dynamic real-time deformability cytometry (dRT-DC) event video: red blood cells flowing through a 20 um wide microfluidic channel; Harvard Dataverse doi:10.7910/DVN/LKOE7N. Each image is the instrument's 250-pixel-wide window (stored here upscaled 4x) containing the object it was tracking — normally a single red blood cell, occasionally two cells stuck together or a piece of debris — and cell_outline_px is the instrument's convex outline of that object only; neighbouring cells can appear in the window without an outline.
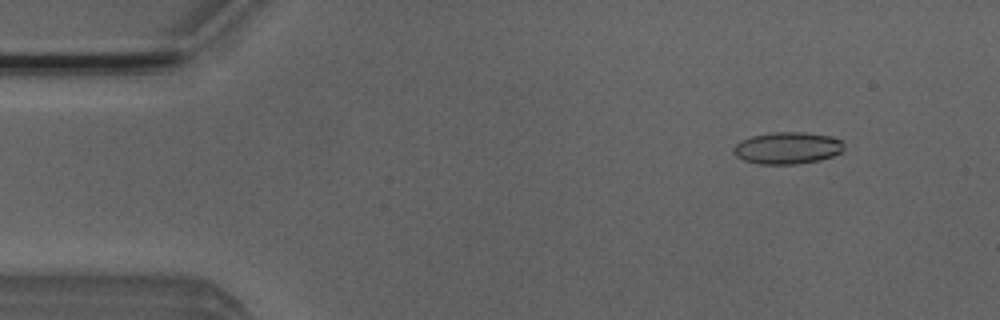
{"species": "Egyptian fruit bat (a non-hibernating species)", "species_latin": "Rousettus aegyptiacus", "temperature_condition": "room temperature", "stored_images_in_passage": 34, "camera_frame_rate_fps": 3000, "um_per_image_px": 0.085, "animal": {"sex": "male"}, "frame": {"image": 1, "passage_image": 6, "time_ms": 1.667, "image_size_px": [1000, 320], "cell_outline_px": [[844, 148], [840, 152], [832, 156], [820, 160], [796, 164], [760, 164], [744, 160], [736, 156], [736, 144], [740, 140], [752, 136], [772, 132], [804, 132], [832, 136], [840, 140], [844, 144]], "centroid_in_image_um": [66.96, 12.57], "position_along_channel_um": 18.0, "area_um2": 20.4}}
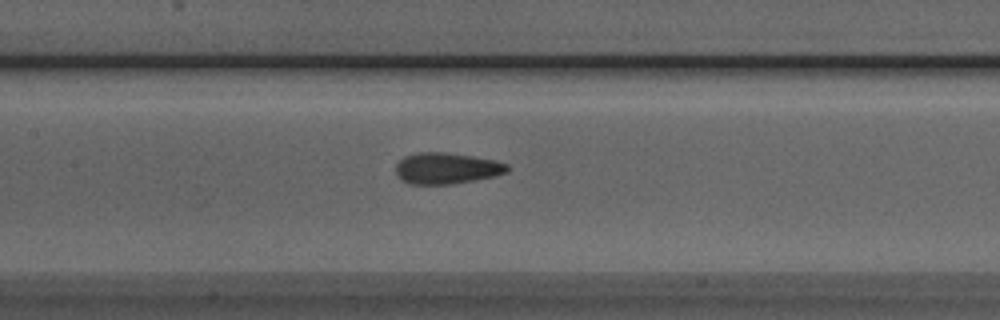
{"frame": {"image": 2, "passage_image": 24, "time_ms": 7.667, "image_size_px": [1000, 320], "cell_outline_px": [[508, 172], [496, 176], [476, 180], [452, 184], [408, 184], [400, 180], [396, 176], [396, 164], [404, 156], [420, 152], [444, 152], [472, 156], [496, 160], [508, 164]], "centroid_in_image_um": [37.95, 14.31], "position_along_channel_um": 169.4, "area_um2": 20.52}}
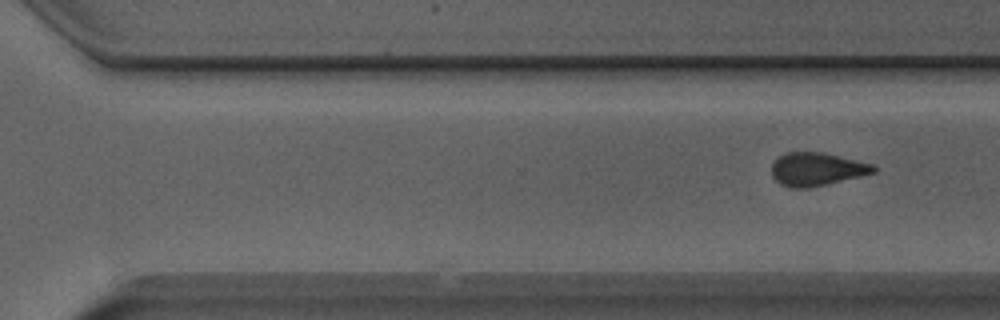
{"frame": {"image": 3, "passage_image": 34, "time_ms": 11.0, "image_size_px": [1000, 320], "cell_outline_px": [[876, 172], [860, 176], [808, 188], [792, 188], [780, 184], [772, 176], [772, 164], [784, 152], [824, 152], [872, 164], [876, 168]], "centroid_in_image_um": [69.4, 14.37], "position_along_channel_um": 301.2, "area_um2": 19.54}}